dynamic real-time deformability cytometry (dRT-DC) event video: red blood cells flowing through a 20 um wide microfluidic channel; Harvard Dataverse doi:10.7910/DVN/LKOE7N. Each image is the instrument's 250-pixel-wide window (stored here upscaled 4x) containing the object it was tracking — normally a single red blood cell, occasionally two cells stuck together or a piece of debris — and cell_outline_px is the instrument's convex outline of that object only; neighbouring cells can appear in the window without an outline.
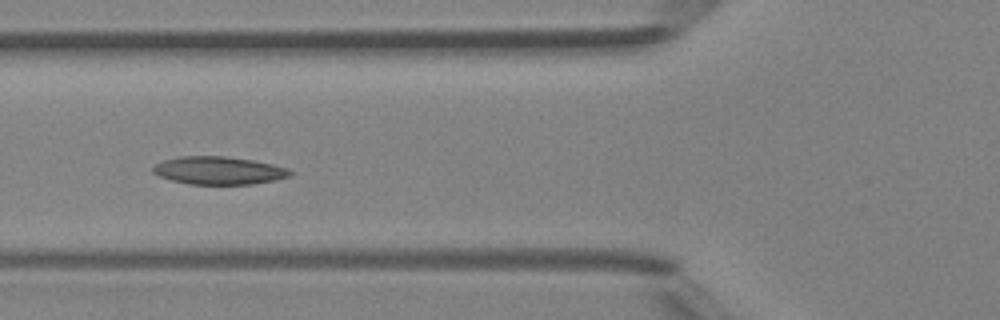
{"species": "Egyptian fruit bat (a non-hibernating species)", "species_latin": "Rousettus aegyptiacus", "temperature_condition": "room temperature", "stored_images_in_passage": 4, "camera_frame_rate_fps": 3000, "um_per_image_px": 0.085, "animal": {"sex": "female"}, "frame": {"image": 1, "passage_image": 4, "time_ms": 4.0, "image_size_px": [1000, 320], "cell_outline_px": [[292, 172], [288, 176], [276, 180], [252, 184], [188, 184], [172, 180], [160, 176], [152, 172], [152, 168], [156, 164], [164, 160], [180, 156], [224, 156], [252, 160], [272, 164], [288, 168]], "centroid_in_image_um": [18.58, 14.49], "position_along_channel_um": 107.2, "area_um2": 22.14}}